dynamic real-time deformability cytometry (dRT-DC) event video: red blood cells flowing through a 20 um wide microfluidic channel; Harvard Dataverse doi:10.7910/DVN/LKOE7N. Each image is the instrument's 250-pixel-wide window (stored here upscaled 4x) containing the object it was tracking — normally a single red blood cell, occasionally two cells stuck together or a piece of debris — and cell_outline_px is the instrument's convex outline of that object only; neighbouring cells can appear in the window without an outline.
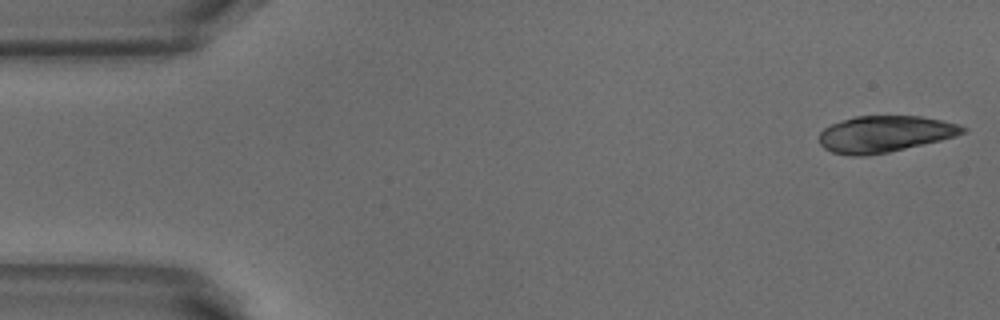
{"species": "common noctule bat (a hibernating species)", "species_latin": "Nyctalus noctula", "temperature_condition": "warm", "stored_images_in_passage": 11, "camera_frame_rate_fps": 3000, "um_per_image_px": 0.085, "animal": {"sex": "male", "body_mass_g": 18.8}, "frame": {"image": 1, "passage_image": 1, "time_ms": 0.0, "image_size_px": [1000, 320], "cell_outline_px": [[968, 132], [956, 136], [940, 140], [888, 152], [864, 156], [852, 156], [832, 152], [824, 148], [820, 144], [820, 132], [824, 128], [832, 124], [856, 116], [920, 116], [960, 124], [968, 128]], "centroid_in_image_um": [75.23, 11.39], "position_along_channel_um": 9.8, "area_um2": 30.35}}